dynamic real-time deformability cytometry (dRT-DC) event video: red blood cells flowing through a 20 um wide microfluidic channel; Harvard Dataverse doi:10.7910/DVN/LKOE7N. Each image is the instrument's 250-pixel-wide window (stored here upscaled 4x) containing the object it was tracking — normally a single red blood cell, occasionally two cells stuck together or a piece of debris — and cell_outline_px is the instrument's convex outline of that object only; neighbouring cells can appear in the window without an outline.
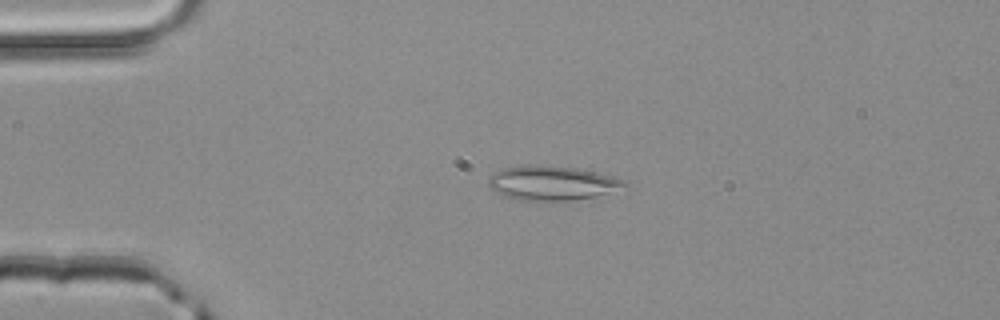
{"species": "common noctule bat (a hibernating species)", "species_latin": "Nyctalus noctula", "temperature_condition": "room temperature", "stored_images_in_passage": 3, "camera_frame_rate_fps": 3000, "um_per_image_px": 0.085, "animal": {"sex": "male", "body_mass_g": 20.4}, "frame": {"image": 1, "passage_image": 2, "time_ms": 0.333, "image_size_px": [1000, 320], "cell_outline_px": [[628, 184], [608, 192], [592, 196], [568, 200], [516, 200], [504, 196], [496, 192], [488, 184], [488, 176], [492, 172], [500, 168], [528, 164], [576, 168], [612, 176], [628, 180]], "centroid_in_image_um": [46.82, 15.53], "position_along_channel_um": 38.2, "area_um2": 26.99}}